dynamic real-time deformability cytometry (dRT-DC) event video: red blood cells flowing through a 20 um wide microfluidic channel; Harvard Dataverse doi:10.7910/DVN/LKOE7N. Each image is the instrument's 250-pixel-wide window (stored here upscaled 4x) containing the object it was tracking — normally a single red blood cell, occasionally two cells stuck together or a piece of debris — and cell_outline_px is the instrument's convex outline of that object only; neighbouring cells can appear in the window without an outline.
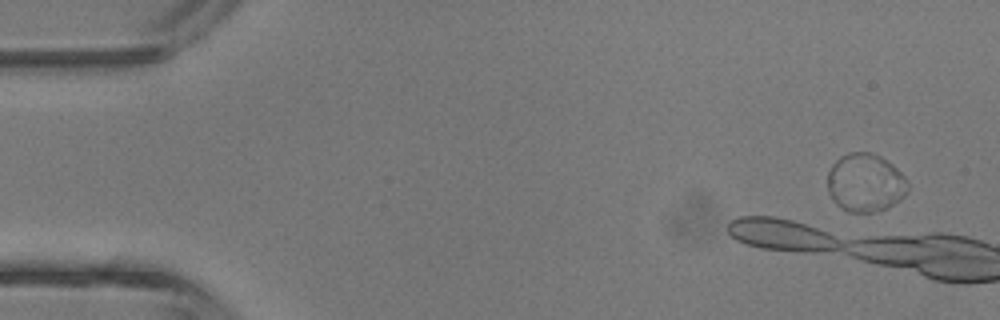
{"species": "common noctule bat (a hibernating species)", "species_latin": "Nyctalus noctula", "temperature_condition": "room temperature", "stored_images_in_passage": 6, "camera_frame_rate_fps": 3000, "um_per_image_px": 0.085, "animal": {"sex": "male", "body_mass_g": 13.3}, "frame": {"image": 1, "passage_image": 3, "time_ms": 0.667, "image_size_px": [1000, 320], "cell_outline_px": [[908, 192], [900, 200], [888, 208], [872, 212], [848, 212], [840, 208], [832, 200], [828, 192], [828, 172], [832, 164], [840, 156], [848, 152], [872, 152], [880, 156], [892, 164], [908, 180]], "centroid_in_image_um": [73.55, 15.54], "position_along_channel_um": 11.5, "area_um2": 27.63}}